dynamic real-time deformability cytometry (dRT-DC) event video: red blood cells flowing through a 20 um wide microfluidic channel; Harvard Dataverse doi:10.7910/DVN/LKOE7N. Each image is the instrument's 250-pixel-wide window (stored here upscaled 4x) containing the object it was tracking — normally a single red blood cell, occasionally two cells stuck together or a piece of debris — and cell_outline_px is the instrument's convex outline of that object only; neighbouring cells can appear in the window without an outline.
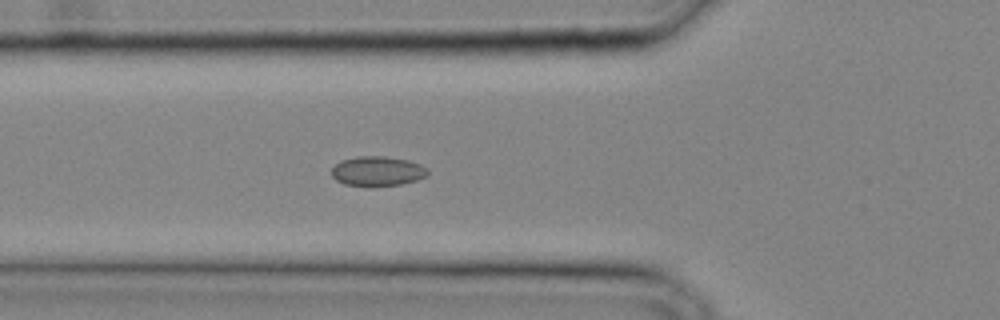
{"species": "common noctule bat (a hibernating species)", "species_latin": "Nyctalus noctula", "temperature_condition": "cold", "stored_images_in_passage": 29, "camera_frame_rate_fps": 3000, "um_per_image_px": 0.085, "animal": {"sex": "male", "body_mass_g": 20.4}, "frame": {"image": 1, "passage_image": 9, "time_ms": 2.667, "image_size_px": [1000, 320], "cell_outline_px": [[428, 176], [416, 180], [400, 184], [372, 188], [368, 188], [344, 184], [336, 180], [332, 176], [332, 168], [340, 160], [356, 156], [384, 156], [408, 160], [420, 164], [428, 168]], "centroid_in_image_um": [32.07, 14.57], "position_along_channel_um": 93.7, "area_um2": 17.11}}
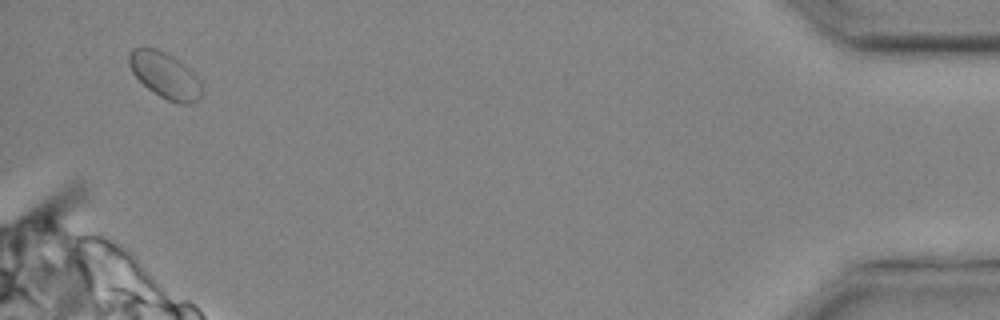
{"frame": {"image": 2, "passage_image": 29, "time_ms": 9.333, "image_size_px": [1000, 320], "cell_outline_px": [[200, 96], [196, 100], [188, 104], [180, 104], [168, 100], [152, 92], [132, 72], [128, 64], [128, 52], [132, 48], [156, 48], [172, 56], [192, 72], [200, 80]], "centroid_in_image_um": [13.97, 6.39], "position_along_channel_um": 421.2, "area_um2": 19.07}}